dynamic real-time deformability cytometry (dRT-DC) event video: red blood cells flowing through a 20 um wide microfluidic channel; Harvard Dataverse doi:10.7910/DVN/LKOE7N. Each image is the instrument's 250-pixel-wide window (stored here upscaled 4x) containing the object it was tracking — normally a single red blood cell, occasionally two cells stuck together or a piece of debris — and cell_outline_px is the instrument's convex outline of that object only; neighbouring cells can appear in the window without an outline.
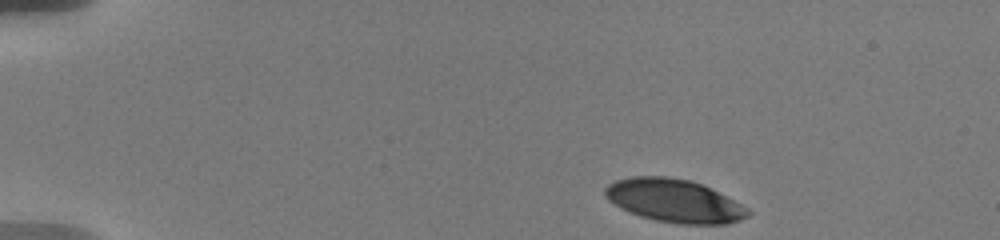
{"species": "human", "species_latin": "Homo sapiens", "temperature_condition": "warm", "stored_images_in_passage": 4, "camera_frame_rate_fps": 3000, "um_per_image_px": 0.085, "donor": {"sex": "male"}, "frame": {"image": 1, "passage_image": 1, "time_ms": 0.0, "image_size_px": [1000, 240], "cell_outline_px": [[752, 212], [748, 216], [740, 220], [728, 224], [676, 224], [656, 220], [640, 216], [628, 212], [620, 208], [608, 200], [604, 196], [604, 188], [608, 184], [616, 180], [632, 176], [668, 176], [688, 180], [700, 184], [748, 208]], "centroid_in_image_um": [57.26, 17.07], "position_along_channel_um": 27.7, "area_um2": 35.78}}